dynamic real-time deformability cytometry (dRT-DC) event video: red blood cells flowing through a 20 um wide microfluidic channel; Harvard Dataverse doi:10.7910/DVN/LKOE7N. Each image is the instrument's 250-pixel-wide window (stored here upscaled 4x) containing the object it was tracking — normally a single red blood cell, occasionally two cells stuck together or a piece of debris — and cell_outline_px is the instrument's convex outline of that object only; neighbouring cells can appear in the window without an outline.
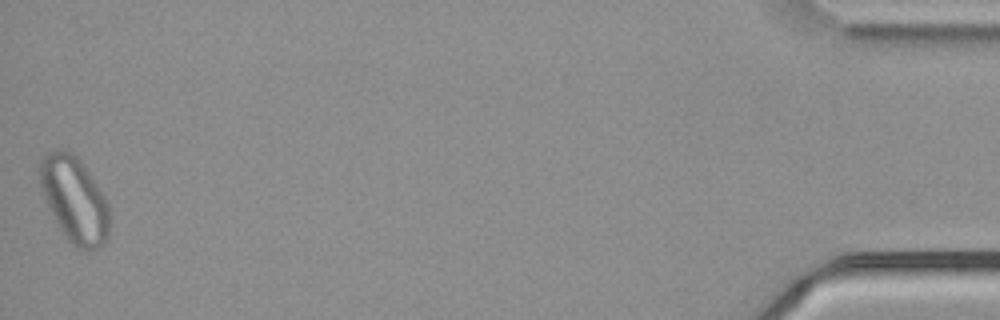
{"species": "common noctule bat (a hibernating species)", "species_latin": "Nyctalus noctula", "temperature_condition": "cold", "stored_images_in_passage": 57, "camera_frame_rate_fps": 3000, "um_per_image_px": 0.085, "animal": {"sex": "male", "body_mass_g": 21.5, "forearm_length_mm": 52.0}, "frame": {"image": 1, "passage_image": 57, "time_ms": 18.667, "image_size_px": [1000, 320], "cell_outline_px": [[108, 240], [100, 248], [88, 252], [76, 248], [68, 240], [60, 228], [44, 196], [40, 184], [40, 160], [48, 152], [56, 148], [64, 148], [72, 152], [80, 160], [104, 196], [108, 204]], "centroid_in_image_um": [6.34, 16.98], "position_along_channel_um": 428.9, "area_um2": 34.51}}